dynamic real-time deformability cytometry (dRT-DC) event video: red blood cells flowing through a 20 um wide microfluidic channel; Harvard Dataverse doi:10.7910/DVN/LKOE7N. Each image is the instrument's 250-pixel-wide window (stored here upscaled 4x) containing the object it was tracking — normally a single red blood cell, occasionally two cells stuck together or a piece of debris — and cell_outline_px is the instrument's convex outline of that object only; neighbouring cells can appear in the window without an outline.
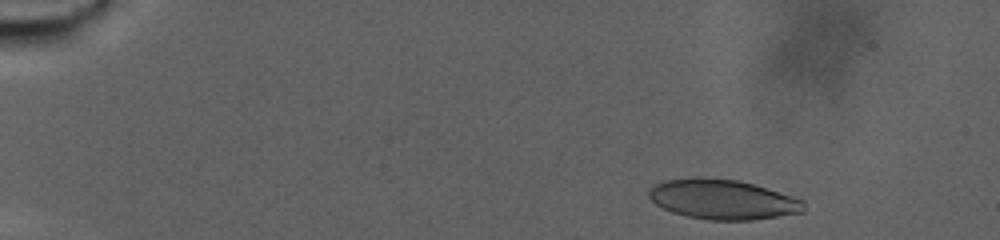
{"species": "human", "species_latin": "Homo sapiens", "temperature_condition": "warm", "stored_images_in_passage": 78, "camera_frame_rate_fps": 3000, "um_per_image_px": 0.085, "donor": {"sex": "male"}, "frame": {"image": 1, "passage_image": 6, "time_ms": 1.667, "image_size_px": [1000, 240], "cell_outline_px": [[804, 212], [752, 220], [708, 220], [688, 216], [672, 212], [656, 204], [648, 196], [648, 192], [656, 184], [664, 180], [736, 180], [752, 184], [804, 200]], "centroid_in_image_um": [61.47, 17.0], "position_along_channel_um": 23.5, "area_um2": 34.74}}
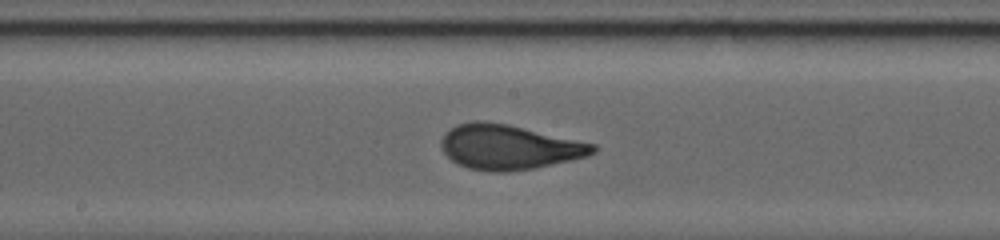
{"frame": {"image": 2, "passage_image": 46, "time_ms": 15.0, "image_size_px": [1000, 240], "cell_outline_px": [[596, 152], [588, 156], [572, 160], [532, 168], [508, 172], [492, 172], [468, 168], [456, 164], [440, 148], [440, 140], [444, 132], [448, 128], [456, 124], [472, 120], [484, 120], [508, 124], [596, 144]], "centroid_in_image_um": [43.21, 12.49], "position_along_channel_um": 205.0, "area_um2": 40.0}}
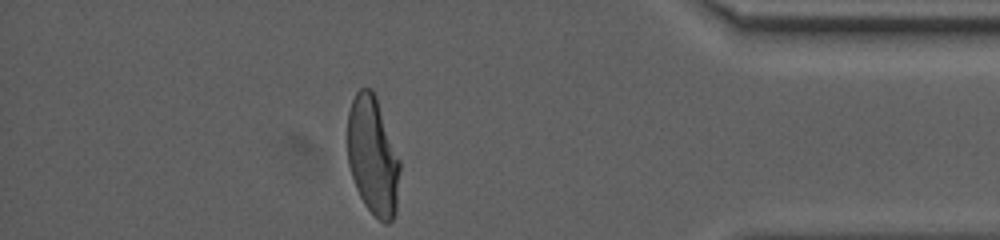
{"frame": {"image": 3, "passage_image": 76, "time_ms": 25.0, "image_size_px": [1000, 240], "cell_outline_px": [[400, 168], [396, 212], [392, 220], [388, 224], [384, 224], [364, 204], [356, 188], [348, 164], [348, 112], [352, 100], [356, 92], [360, 88], [372, 88], [376, 96], [400, 160]], "centroid_in_image_um": [31.69, 13.25], "position_along_channel_um": 403.5, "area_um2": 36.13}, "authors_computed_cell_mechanics": {"area_um2": 37.7723, "velocity_mm_per_s": 2.2794, "shape_relaxation_time_tau1_ms": 8.9007, "shape_relaxation_time_tau2_ms": null, "deformation_change_tau1": 0.2504, "deformation_change_tau2": null}}